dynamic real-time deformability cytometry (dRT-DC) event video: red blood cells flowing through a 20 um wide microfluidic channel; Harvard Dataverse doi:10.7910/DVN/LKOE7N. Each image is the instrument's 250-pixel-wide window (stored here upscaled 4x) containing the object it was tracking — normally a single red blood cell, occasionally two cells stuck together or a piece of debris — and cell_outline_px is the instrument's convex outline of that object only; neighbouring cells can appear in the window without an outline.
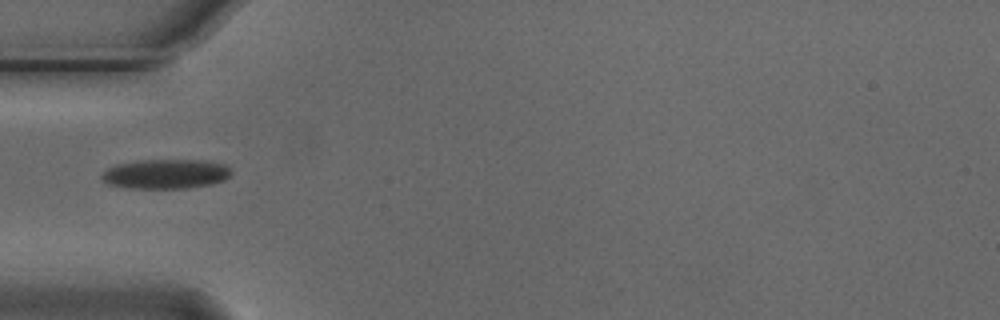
{"species": "Egyptian fruit bat (a non-hibernating species)", "species_latin": "Rousettus aegyptiacus", "temperature_condition": "cold", "stored_images_in_passage": 7, "camera_frame_rate_fps": 3000, "um_per_image_px": 0.085, "animal": {"sex": "male"}, "frame": {"image": 1, "passage_image": 4, "time_ms": 1.0, "image_size_px": [1000, 320], "cell_outline_px": [[232, 172], [224, 180], [212, 184], [188, 188], [128, 188], [108, 184], [100, 180], [100, 176], [108, 168], [116, 164], [140, 160], [208, 160], [224, 164], [232, 168]], "centroid_in_image_um": [14.09, 14.78], "position_along_channel_um": 70.9, "area_um2": 22.54}}
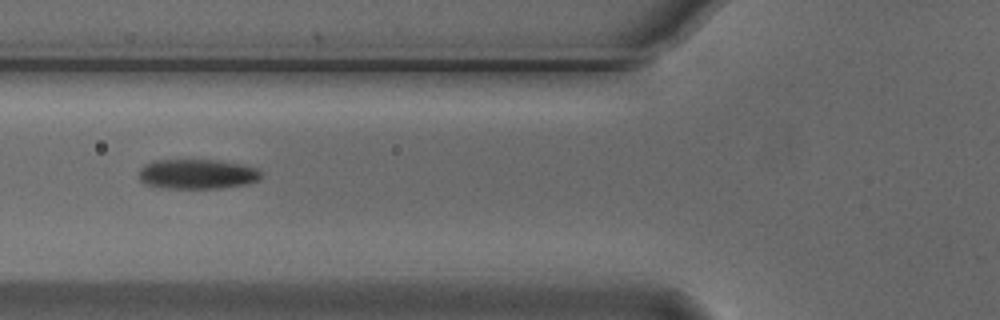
{"frame": {"image": 2, "passage_image": 5, "time_ms": 1.333, "image_size_px": [1000, 320], "cell_outline_px": [[264, 176], [260, 180], [248, 184], [224, 188], [164, 188], [144, 184], [140, 180], [140, 168], [144, 164], [152, 160], [216, 160], [244, 164], [260, 168]], "centroid_in_image_um": [16.84, 14.79], "position_along_channel_um": 109.0, "area_um2": 21.73}}
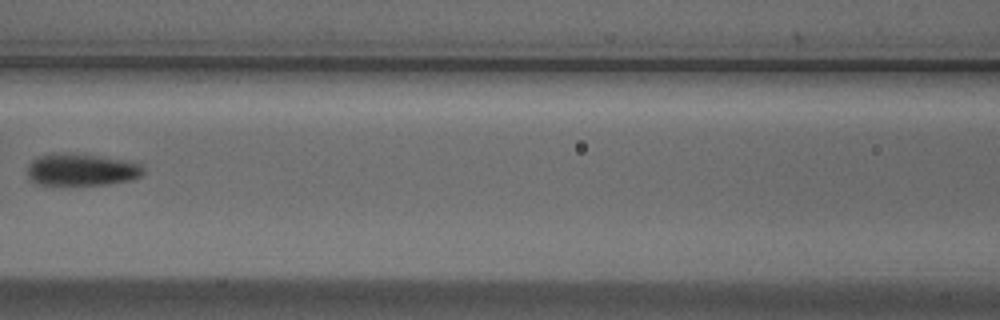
{"frame": {"image": 3, "passage_image": 6, "time_ms": 1.667, "image_size_px": [1000, 320], "cell_outline_px": [[144, 172], [140, 176], [132, 180], [108, 184], [40, 184], [28, 180], [28, 164], [32, 160], [40, 156], [52, 152], [68, 152], [100, 156], [124, 160], [140, 164], [144, 168]], "centroid_in_image_um": [6.91, 14.4], "position_along_channel_um": 159.7, "area_um2": 21.79}}